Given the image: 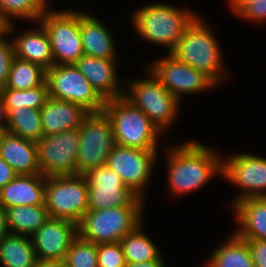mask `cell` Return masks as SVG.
Wrapping results in <instances>:
<instances>
[{"label": "cell", "mask_w": 266, "mask_h": 267, "mask_svg": "<svg viewBox=\"0 0 266 267\" xmlns=\"http://www.w3.org/2000/svg\"><path fill=\"white\" fill-rule=\"evenodd\" d=\"M165 153L167 185L175 197L200 189L218 173L222 176V156L199 142L170 146Z\"/></svg>", "instance_id": "obj_1"}, {"label": "cell", "mask_w": 266, "mask_h": 267, "mask_svg": "<svg viewBox=\"0 0 266 267\" xmlns=\"http://www.w3.org/2000/svg\"><path fill=\"white\" fill-rule=\"evenodd\" d=\"M207 22L200 16L188 25L171 52L180 62L207 75L216 85L225 80L227 71L219 42Z\"/></svg>", "instance_id": "obj_2"}, {"label": "cell", "mask_w": 266, "mask_h": 267, "mask_svg": "<svg viewBox=\"0 0 266 267\" xmlns=\"http://www.w3.org/2000/svg\"><path fill=\"white\" fill-rule=\"evenodd\" d=\"M171 4L152 3L142 6L131 15L132 24L139 37L145 41L165 46L171 53L188 25L197 14Z\"/></svg>", "instance_id": "obj_3"}, {"label": "cell", "mask_w": 266, "mask_h": 267, "mask_svg": "<svg viewBox=\"0 0 266 267\" xmlns=\"http://www.w3.org/2000/svg\"><path fill=\"white\" fill-rule=\"evenodd\" d=\"M103 112L112 125L117 145L157 150L158 138L162 132L124 96L106 100Z\"/></svg>", "instance_id": "obj_4"}, {"label": "cell", "mask_w": 266, "mask_h": 267, "mask_svg": "<svg viewBox=\"0 0 266 267\" xmlns=\"http://www.w3.org/2000/svg\"><path fill=\"white\" fill-rule=\"evenodd\" d=\"M145 206L87 211L77 224L78 236L95 244L117 243L143 223Z\"/></svg>", "instance_id": "obj_5"}, {"label": "cell", "mask_w": 266, "mask_h": 267, "mask_svg": "<svg viewBox=\"0 0 266 267\" xmlns=\"http://www.w3.org/2000/svg\"><path fill=\"white\" fill-rule=\"evenodd\" d=\"M44 204L49 217L78 224L88 211V183L85 176L46 177Z\"/></svg>", "instance_id": "obj_6"}, {"label": "cell", "mask_w": 266, "mask_h": 267, "mask_svg": "<svg viewBox=\"0 0 266 267\" xmlns=\"http://www.w3.org/2000/svg\"><path fill=\"white\" fill-rule=\"evenodd\" d=\"M150 79L131 80L123 96L142 110L162 132L169 129L178 113L180 101L148 70Z\"/></svg>", "instance_id": "obj_7"}, {"label": "cell", "mask_w": 266, "mask_h": 267, "mask_svg": "<svg viewBox=\"0 0 266 267\" xmlns=\"http://www.w3.org/2000/svg\"><path fill=\"white\" fill-rule=\"evenodd\" d=\"M38 23L48 34L54 64L72 65L84 55L79 10L56 11L48 7Z\"/></svg>", "instance_id": "obj_8"}, {"label": "cell", "mask_w": 266, "mask_h": 267, "mask_svg": "<svg viewBox=\"0 0 266 267\" xmlns=\"http://www.w3.org/2000/svg\"><path fill=\"white\" fill-rule=\"evenodd\" d=\"M79 130V151L76 175L104 166L116 141L112 125L104 112L89 113L82 121Z\"/></svg>", "instance_id": "obj_9"}, {"label": "cell", "mask_w": 266, "mask_h": 267, "mask_svg": "<svg viewBox=\"0 0 266 267\" xmlns=\"http://www.w3.org/2000/svg\"><path fill=\"white\" fill-rule=\"evenodd\" d=\"M49 97L82 106L89 113L103 112L105 100L72 65L54 64L46 70Z\"/></svg>", "instance_id": "obj_10"}, {"label": "cell", "mask_w": 266, "mask_h": 267, "mask_svg": "<svg viewBox=\"0 0 266 267\" xmlns=\"http://www.w3.org/2000/svg\"><path fill=\"white\" fill-rule=\"evenodd\" d=\"M88 183V211L110 207L145 206L144 199L133 193L120 176L107 165L84 174Z\"/></svg>", "instance_id": "obj_11"}, {"label": "cell", "mask_w": 266, "mask_h": 267, "mask_svg": "<svg viewBox=\"0 0 266 267\" xmlns=\"http://www.w3.org/2000/svg\"><path fill=\"white\" fill-rule=\"evenodd\" d=\"M79 130L43 136L37 142L40 173L45 176L76 175Z\"/></svg>", "instance_id": "obj_12"}, {"label": "cell", "mask_w": 266, "mask_h": 267, "mask_svg": "<svg viewBox=\"0 0 266 267\" xmlns=\"http://www.w3.org/2000/svg\"><path fill=\"white\" fill-rule=\"evenodd\" d=\"M157 150H141L116 145L109 153L106 165L114 170L123 183L144 199L145 186L150 181Z\"/></svg>", "instance_id": "obj_13"}, {"label": "cell", "mask_w": 266, "mask_h": 267, "mask_svg": "<svg viewBox=\"0 0 266 267\" xmlns=\"http://www.w3.org/2000/svg\"><path fill=\"white\" fill-rule=\"evenodd\" d=\"M147 69L180 102L184 94H197L217 86L207 75L180 62L171 53L149 64Z\"/></svg>", "instance_id": "obj_14"}, {"label": "cell", "mask_w": 266, "mask_h": 267, "mask_svg": "<svg viewBox=\"0 0 266 267\" xmlns=\"http://www.w3.org/2000/svg\"><path fill=\"white\" fill-rule=\"evenodd\" d=\"M226 160V161H225ZM222 161V177L242 188L231 206L245 198L266 197V158L235 154Z\"/></svg>", "instance_id": "obj_15"}, {"label": "cell", "mask_w": 266, "mask_h": 267, "mask_svg": "<svg viewBox=\"0 0 266 267\" xmlns=\"http://www.w3.org/2000/svg\"><path fill=\"white\" fill-rule=\"evenodd\" d=\"M78 236L77 224L49 217L31 236L37 259H65L72 241Z\"/></svg>", "instance_id": "obj_16"}, {"label": "cell", "mask_w": 266, "mask_h": 267, "mask_svg": "<svg viewBox=\"0 0 266 267\" xmlns=\"http://www.w3.org/2000/svg\"><path fill=\"white\" fill-rule=\"evenodd\" d=\"M116 61L83 55L74 65L106 101L123 96L125 91L117 77Z\"/></svg>", "instance_id": "obj_17"}, {"label": "cell", "mask_w": 266, "mask_h": 267, "mask_svg": "<svg viewBox=\"0 0 266 267\" xmlns=\"http://www.w3.org/2000/svg\"><path fill=\"white\" fill-rule=\"evenodd\" d=\"M0 157L17 175L41 174L37 143L7 131L0 132Z\"/></svg>", "instance_id": "obj_18"}, {"label": "cell", "mask_w": 266, "mask_h": 267, "mask_svg": "<svg viewBox=\"0 0 266 267\" xmlns=\"http://www.w3.org/2000/svg\"><path fill=\"white\" fill-rule=\"evenodd\" d=\"M44 136L78 129L89 114L82 106L49 97L40 109Z\"/></svg>", "instance_id": "obj_19"}, {"label": "cell", "mask_w": 266, "mask_h": 267, "mask_svg": "<svg viewBox=\"0 0 266 267\" xmlns=\"http://www.w3.org/2000/svg\"><path fill=\"white\" fill-rule=\"evenodd\" d=\"M45 178L42 174L17 175L0 189V203L5 209L45 205Z\"/></svg>", "instance_id": "obj_20"}, {"label": "cell", "mask_w": 266, "mask_h": 267, "mask_svg": "<svg viewBox=\"0 0 266 267\" xmlns=\"http://www.w3.org/2000/svg\"><path fill=\"white\" fill-rule=\"evenodd\" d=\"M80 34L84 55L117 59L112 32L92 14L80 10Z\"/></svg>", "instance_id": "obj_21"}, {"label": "cell", "mask_w": 266, "mask_h": 267, "mask_svg": "<svg viewBox=\"0 0 266 267\" xmlns=\"http://www.w3.org/2000/svg\"><path fill=\"white\" fill-rule=\"evenodd\" d=\"M232 206L240 224L234 233L242 239L266 240V197L245 198Z\"/></svg>", "instance_id": "obj_22"}, {"label": "cell", "mask_w": 266, "mask_h": 267, "mask_svg": "<svg viewBox=\"0 0 266 267\" xmlns=\"http://www.w3.org/2000/svg\"><path fill=\"white\" fill-rule=\"evenodd\" d=\"M38 25V29L19 33L11 41L15 57L38 64L47 70L54 65V58L48 34L40 23Z\"/></svg>", "instance_id": "obj_23"}, {"label": "cell", "mask_w": 266, "mask_h": 267, "mask_svg": "<svg viewBox=\"0 0 266 267\" xmlns=\"http://www.w3.org/2000/svg\"><path fill=\"white\" fill-rule=\"evenodd\" d=\"M37 260L31 237L9 233L0 241L1 266L35 267Z\"/></svg>", "instance_id": "obj_24"}, {"label": "cell", "mask_w": 266, "mask_h": 267, "mask_svg": "<svg viewBox=\"0 0 266 267\" xmlns=\"http://www.w3.org/2000/svg\"><path fill=\"white\" fill-rule=\"evenodd\" d=\"M204 267H255L246 240L234 232L215 249Z\"/></svg>", "instance_id": "obj_25"}, {"label": "cell", "mask_w": 266, "mask_h": 267, "mask_svg": "<svg viewBox=\"0 0 266 267\" xmlns=\"http://www.w3.org/2000/svg\"><path fill=\"white\" fill-rule=\"evenodd\" d=\"M48 218L45 205H22L6 209L7 227L11 234L31 237Z\"/></svg>", "instance_id": "obj_26"}, {"label": "cell", "mask_w": 266, "mask_h": 267, "mask_svg": "<svg viewBox=\"0 0 266 267\" xmlns=\"http://www.w3.org/2000/svg\"><path fill=\"white\" fill-rule=\"evenodd\" d=\"M142 226L143 223L120 241L126 263L164 260L157 245L142 231Z\"/></svg>", "instance_id": "obj_27"}, {"label": "cell", "mask_w": 266, "mask_h": 267, "mask_svg": "<svg viewBox=\"0 0 266 267\" xmlns=\"http://www.w3.org/2000/svg\"><path fill=\"white\" fill-rule=\"evenodd\" d=\"M5 131L37 143L44 136L40 110L27 107L11 109Z\"/></svg>", "instance_id": "obj_28"}, {"label": "cell", "mask_w": 266, "mask_h": 267, "mask_svg": "<svg viewBox=\"0 0 266 267\" xmlns=\"http://www.w3.org/2000/svg\"><path fill=\"white\" fill-rule=\"evenodd\" d=\"M46 82V69L30 61L14 57L4 87L26 90L41 86Z\"/></svg>", "instance_id": "obj_29"}, {"label": "cell", "mask_w": 266, "mask_h": 267, "mask_svg": "<svg viewBox=\"0 0 266 267\" xmlns=\"http://www.w3.org/2000/svg\"><path fill=\"white\" fill-rule=\"evenodd\" d=\"M2 98L7 112L13 108H34L40 110L49 98L48 85L45 82L41 86L26 90L0 88Z\"/></svg>", "instance_id": "obj_30"}, {"label": "cell", "mask_w": 266, "mask_h": 267, "mask_svg": "<svg viewBox=\"0 0 266 267\" xmlns=\"http://www.w3.org/2000/svg\"><path fill=\"white\" fill-rule=\"evenodd\" d=\"M40 0H0V12L12 23V19L38 22L47 9Z\"/></svg>", "instance_id": "obj_31"}, {"label": "cell", "mask_w": 266, "mask_h": 267, "mask_svg": "<svg viewBox=\"0 0 266 267\" xmlns=\"http://www.w3.org/2000/svg\"><path fill=\"white\" fill-rule=\"evenodd\" d=\"M67 267H98L97 244L77 236L65 256Z\"/></svg>", "instance_id": "obj_32"}, {"label": "cell", "mask_w": 266, "mask_h": 267, "mask_svg": "<svg viewBox=\"0 0 266 267\" xmlns=\"http://www.w3.org/2000/svg\"><path fill=\"white\" fill-rule=\"evenodd\" d=\"M97 262L98 267H125L121 243L97 244Z\"/></svg>", "instance_id": "obj_33"}, {"label": "cell", "mask_w": 266, "mask_h": 267, "mask_svg": "<svg viewBox=\"0 0 266 267\" xmlns=\"http://www.w3.org/2000/svg\"><path fill=\"white\" fill-rule=\"evenodd\" d=\"M14 57L12 41L0 40V88L6 84Z\"/></svg>", "instance_id": "obj_34"}, {"label": "cell", "mask_w": 266, "mask_h": 267, "mask_svg": "<svg viewBox=\"0 0 266 267\" xmlns=\"http://www.w3.org/2000/svg\"><path fill=\"white\" fill-rule=\"evenodd\" d=\"M237 16L257 24L266 21V0L249 3Z\"/></svg>", "instance_id": "obj_35"}, {"label": "cell", "mask_w": 266, "mask_h": 267, "mask_svg": "<svg viewBox=\"0 0 266 267\" xmlns=\"http://www.w3.org/2000/svg\"><path fill=\"white\" fill-rule=\"evenodd\" d=\"M246 240L255 267H266V240Z\"/></svg>", "instance_id": "obj_36"}, {"label": "cell", "mask_w": 266, "mask_h": 267, "mask_svg": "<svg viewBox=\"0 0 266 267\" xmlns=\"http://www.w3.org/2000/svg\"><path fill=\"white\" fill-rule=\"evenodd\" d=\"M17 174L13 168L0 157V189L12 181Z\"/></svg>", "instance_id": "obj_37"}, {"label": "cell", "mask_w": 266, "mask_h": 267, "mask_svg": "<svg viewBox=\"0 0 266 267\" xmlns=\"http://www.w3.org/2000/svg\"><path fill=\"white\" fill-rule=\"evenodd\" d=\"M16 26L13 22L11 23L1 12H0V40H7V37L15 31Z\"/></svg>", "instance_id": "obj_38"}, {"label": "cell", "mask_w": 266, "mask_h": 267, "mask_svg": "<svg viewBox=\"0 0 266 267\" xmlns=\"http://www.w3.org/2000/svg\"><path fill=\"white\" fill-rule=\"evenodd\" d=\"M64 259H38L35 267H65Z\"/></svg>", "instance_id": "obj_39"}, {"label": "cell", "mask_w": 266, "mask_h": 267, "mask_svg": "<svg viewBox=\"0 0 266 267\" xmlns=\"http://www.w3.org/2000/svg\"><path fill=\"white\" fill-rule=\"evenodd\" d=\"M255 0H229L228 6H230L232 13L238 15L249 3Z\"/></svg>", "instance_id": "obj_40"}, {"label": "cell", "mask_w": 266, "mask_h": 267, "mask_svg": "<svg viewBox=\"0 0 266 267\" xmlns=\"http://www.w3.org/2000/svg\"><path fill=\"white\" fill-rule=\"evenodd\" d=\"M6 220V209L0 203V241L9 234Z\"/></svg>", "instance_id": "obj_41"}, {"label": "cell", "mask_w": 266, "mask_h": 267, "mask_svg": "<svg viewBox=\"0 0 266 267\" xmlns=\"http://www.w3.org/2000/svg\"><path fill=\"white\" fill-rule=\"evenodd\" d=\"M125 267H166L164 260H151L140 263H126Z\"/></svg>", "instance_id": "obj_42"}, {"label": "cell", "mask_w": 266, "mask_h": 267, "mask_svg": "<svg viewBox=\"0 0 266 267\" xmlns=\"http://www.w3.org/2000/svg\"><path fill=\"white\" fill-rule=\"evenodd\" d=\"M7 119H8L7 108L2 98L0 97V132L5 130Z\"/></svg>", "instance_id": "obj_43"}, {"label": "cell", "mask_w": 266, "mask_h": 267, "mask_svg": "<svg viewBox=\"0 0 266 267\" xmlns=\"http://www.w3.org/2000/svg\"><path fill=\"white\" fill-rule=\"evenodd\" d=\"M46 7H48V2L47 0H40Z\"/></svg>", "instance_id": "obj_44"}]
</instances>
